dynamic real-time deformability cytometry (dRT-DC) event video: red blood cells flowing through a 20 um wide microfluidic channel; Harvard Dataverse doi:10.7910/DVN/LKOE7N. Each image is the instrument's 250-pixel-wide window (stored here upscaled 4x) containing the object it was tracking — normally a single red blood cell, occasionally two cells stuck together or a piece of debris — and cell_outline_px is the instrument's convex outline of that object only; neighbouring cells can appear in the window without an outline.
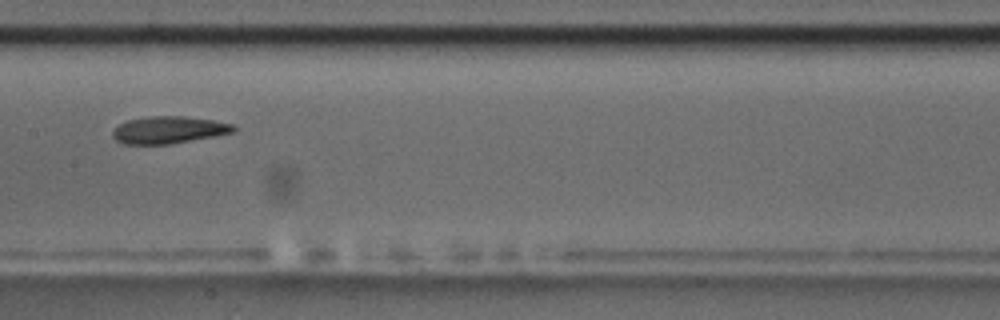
{"species": "common noctule bat (a hibernating species)", "species_latin": "Nyctalus noctula", "temperature_condition": "room temperature", "stored_images_in_passage": 14, "camera_frame_rate_fps": 3000, "um_per_image_px": 0.085, "animal": {"sex": "male", "body_mass_g": 17.5, "forearm_length_mm": 52.3}, "frame": {"image": 1, "passage_image": 8, "time_ms": 9.0, "image_size_px": [1000, 320], "cell_outline_px": [[236, 132], [216, 136], [168, 144], [124, 144], [116, 140], [112, 136], [112, 132], [120, 124], [128, 120], [148, 116], [184, 116], [212, 120], [236, 124]], "centroid_in_image_um": [14.39, 11.04], "position_along_channel_um": 193.0, "area_um2": 19.19}}